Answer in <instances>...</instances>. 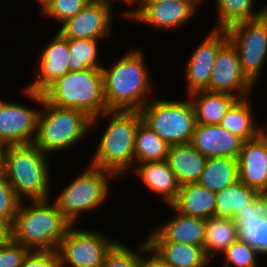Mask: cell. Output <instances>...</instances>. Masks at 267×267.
Instances as JSON below:
<instances>
[{
	"mask_svg": "<svg viewBox=\"0 0 267 267\" xmlns=\"http://www.w3.org/2000/svg\"><path fill=\"white\" fill-rule=\"evenodd\" d=\"M207 158L191 143L169 146L166 162L180 185L199 181Z\"/></svg>",
	"mask_w": 267,
	"mask_h": 267,
	"instance_id": "obj_22",
	"label": "cell"
},
{
	"mask_svg": "<svg viewBox=\"0 0 267 267\" xmlns=\"http://www.w3.org/2000/svg\"><path fill=\"white\" fill-rule=\"evenodd\" d=\"M38 55V68L33 82L26 86L28 90L43 92L57 78L70 72L68 64L69 39L65 38L59 31L41 49Z\"/></svg>",
	"mask_w": 267,
	"mask_h": 267,
	"instance_id": "obj_16",
	"label": "cell"
},
{
	"mask_svg": "<svg viewBox=\"0 0 267 267\" xmlns=\"http://www.w3.org/2000/svg\"><path fill=\"white\" fill-rule=\"evenodd\" d=\"M256 0H215L217 22L214 29H226L241 22L256 19L267 13V5L254 11Z\"/></svg>",
	"mask_w": 267,
	"mask_h": 267,
	"instance_id": "obj_29",
	"label": "cell"
},
{
	"mask_svg": "<svg viewBox=\"0 0 267 267\" xmlns=\"http://www.w3.org/2000/svg\"><path fill=\"white\" fill-rule=\"evenodd\" d=\"M238 240L247 242L260 255H267V213L261 218L235 222Z\"/></svg>",
	"mask_w": 267,
	"mask_h": 267,
	"instance_id": "obj_32",
	"label": "cell"
},
{
	"mask_svg": "<svg viewBox=\"0 0 267 267\" xmlns=\"http://www.w3.org/2000/svg\"><path fill=\"white\" fill-rule=\"evenodd\" d=\"M118 242L98 230L76 229L71 225L56 250L60 267H102Z\"/></svg>",
	"mask_w": 267,
	"mask_h": 267,
	"instance_id": "obj_10",
	"label": "cell"
},
{
	"mask_svg": "<svg viewBox=\"0 0 267 267\" xmlns=\"http://www.w3.org/2000/svg\"><path fill=\"white\" fill-rule=\"evenodd\" d=\"M238 172V160L235 158H207L198 183L217 193L236 183Z\"/></svg>",
	"mask_w": 267,
	"mask_h": 267,
	"instance_id": "obj_26",
	"label": "cell"
},
{
	"mask_svg": "<svg viewBox=\"0 0 267 267\" xmlns=\"http://www.w3.org/2000/svg\"><path fill=\"white\" fill-rule=\"evenodd\" d=\"M21 267H60L57 251H29Z\"/></svg>",
	"mask_w": 267,
	"mask_h": 267,
	"instance_id": "obj_38",
	"label": "cell"
},
{
	"mask_svg": "<svg viewBox=\"0 0 267 267\" xmlns=\"http://www.w3.org/2000/svg\"><path fill=\"white\" fill-rule=\"evenodd\" d=\"M188 97L194 107L196 123L203 125L220 124L223 116L239 99L229 93L208 90L193 92Z\"/></svg>",
	"mask_w": 267,
	"mask_h": 267,
	"instance_id": "obj_24",
	"label": "cell"
},
{
	"mask_svg": "<svg viewBox=\"0 0 267 267\" xmlns=\"http://www.w3.org/2000/svg\"><path fill=\"white\" fill-rule=\"evenodd\" d=\"M254 85L242 73L236 48L228 40L219 50L209 83V91L232 94L239 99L251 96Z\"/></svg>",
	"mask_w": 267,
	"mask_h": 267,
	"instance_id": "obj_13",
	"label": "cell"
},
{
	"mask_svg": "<svg viewBox=\"0 0 267 267\" xmlns=\"http://www.w3.org/2000/svg\"><path fill=\"white\" fill-rule=\"evenodd\" d=\"M190 143L206 158L229 157L237 159L243 140L222 128L220 124H196Z\"/></svg>",
	"mask_w": 267,
	"mask_h": 267,
	"instance_id": "obj_19",
	"label": "cell"
},
{
	"mask_svg": "<svg viewBox=\"0 0 267 267\" xmlns=\"http://www.w3.org/2000/svg\"><path fill=\"white\" fill-rule=\"evenodd\" d=\"M7 149V144H5L1 139H0V169L3 165L4 162V157H5V152Z\"/></svg>",
	"mask_w": 267,
	"mask_h": 267,
	"instance_id": "obj_42",
	"label": "cell"
},
{
	"mask_svg": "<svg viewBox=\"0 0 267 267\" xmlns=\"http://www.w3.org/2000/svg\"><path fill=\"white\" fill-rule=\"evenodd\" d=\"M236 48L242 73L255 86L267 60V13L225 29Z\"/></svg>",
	"mask_w": 267,
	"mask_h": 267,
	"instance_id": "obj_9",
	"label": "cell"
},
{
	"mask_svg": "<svg viewBox=\"0 0 267 267\" xmlns=\"http://www.w3.org/2000/svg\"><path fill=\"white\" fill-rule=\"evenodd\" d=\"M263 196H264V199H265V201H266V213H267V192L264 193Z\"/></svg>",
	"mask_w": 267,
	"mask_h": 267,
	"instance_id": "obj_47",
	"label": "cell"
},
{
	"mask_svg": "<svg viewBox=\"0 0 267 267\" xmlns=\"http://www.w3.org/2000/svg\"><path fill=\"white\" fill-rule=\"evenodd\" d=\"M118 1H122V3L127 4L126 6H128L129 8L133 6V4L137 1V0H118Z\"/></svg>",
	"mask_w": 267,
	"mask_h": 267,
	"instance_id": "obj_44",
	"label": "cell"
},
{
	"mask_svg": "<svg viewBox=\"0 0 267 267\" xmlns=\"http://www.w3.org/2000/svg\"><path fill=\"white\" fill-rule=\"evenodd\" d=\"M90 2L88 0H43L40 12L48 18L55 19L61 25L78 14Z\"/></svg>",
	"mask_w": 267,
	"mask_h": 267,
	"instance_id": "obj_35",
	"label": "cell"
},
{
	"mask_svg": "<svg viewBox=\"0 0 267 267\" xmlns=\"http://www.w3.org/2000/svg\"><path fill=\"white\" fill-rule=\"evenodd\" d=\"M99 40L69 39L68 64L70 71H80L86 68H102L99 62Z\"/></svg>",
	"mask_w": 267,
	"mask_h": 267,
	"instance_id": "obj_31",
	"label": "cell"
},
{
	"mask_svg": "<svg viewBox=\"0 0 267 267\" xmlns=\"http://www.w3.org/2000/svg\"><path fill=\"white\" fill-rule=\"evenodd\" d=\"M11 239V226L0 219V246Z\"/></svg>",
	"mask_w": 267,
	"mask_h": 267,
	"instance_id": "obj_41",
	"label": "cell"
},
{
	"mask_svg": "<svg viewBox=\"0 0 267 267\" xmlns=\"http://www.w3.org/2000/svg\"><path fill=\"white\" fill-rule=\"evenodd\" d=\"M112 178L118 177L113 172L89 164L60 191L53 202L64 218L71 225H76L79 216L84 212L95 210L105 203L111 193Z\"/></svg>",
	"mask_w": 267,
	"mask_h": 267,
	"instance_id": "obj_7",
	"label": "cell"
},
{
	"mask_svg": "<svg viewBox=\"0 0 267 267\" xmlns=\"http://www.w3.org/2000/svg\"><path fill=\"white\" fill-rule=\"evenodd\" d=\"M170 206L176 215L162 225L155 226L147 234V242H174L195 245L203 248L206 219L187 216L177 213V210Z\"/></svg>",
	"mask_w": 267,
	"mask_h": 267,
	"instance_id": "obj_18",
	"label": "cell"
},
{
	"mask_svg": "<svg viewBox=\"0 0 267 267\" xmlns=\"http://www.w3.org/2000/svg\"><path fill=\"white\" fill-rule=\"evenodd\" d=\"M90 3L91 2H105V3H112L116 0H88Z\"/></svg>",
	"mask_w": 267,
	"mask_h": 267,
	"instance_id": "obj_45",
	"label": "cell"
},
{
	"mask_svg": "<svg viewBox=\"0 0 267 267\" xmlns=\"http://www.w3.org/2000/svg\"><path fill=\"white\" fill-rule=\"evenodd\" d=\"M49 156L34 143L7 146L0 170L21 201L51 198Z\"/></svg>",
	"mask_w": 267,
	"mask_h": 267,
	"instance_id": "obj_5",
	"label": "cell"
},
{
	"mask_svg": "<svg viewBox=\"0 0 267 267\" xmlns=\"http://www.w3.org/2000/svg\"><path fill=\"white\" fill-rule=\"evenodd\" d=\"M266 213V201L263 194H260L244 210H241L233 219L234 222H243L250 218H261Z\"/></svg>",
	"mask_w": 267,
	"mask_h": 267,
	"instance_id": "obj_39",
	"label": "cell"
},
{
	"mask_svg": "<svg viewBox=\"0 0 267 267\" xmlns=\"http://www.w3.org/2000/svg\"><path fill=\"white\" fill-rule=\"evenodd\" d=\"M144 58L143 50L132 48L101 68L108 110L140 111L152 99L153 83Z\"/></svg>",
	"mask_w": 267,
	"mask_h": 267,
	"instance_id": "obj_1",
	"label": "cell"
},
{
	"mask_svg": "<svg viewBox=\"0 0 267 267\" xmlns=\"http://www.w3.org/2000/svg\"><path fill=\"white\" fill-rule=\"evenodd\" d=\"M132 171L147 189L160 195L167 206L176 200L181 185L166 160L136 164Z\"/></svg>",
	"mask_w": 267,
	"mask_h": 267,
	"instance_id": "obj_20",
	"label": "cell"
},
{
	"mask_svg": "<svg viewBox=\"0 0 267 267\" xmlns=\"http://www.w3.org/2000/svg\"><path fill=\"white\" fill-rule=\"evenodd\" d=\"M30 250L10 239L0 246V267H21Z\"/></svg>",
	"mask_w": 267,
	"mask_h": 267,
	"instance_id": "obj_37",
	"label": "cell"
},
{
	"mask_svg": "<svg viewBox=\"0 0 267 267\" xmlns=\"http://www.w3.org/2000/svg\"><path fill=\"white\" fill-rule=\"evenodd\" d=\"M24 95L41 106L38 131L34 144L49 155L60 150H69L85 138L91 129V118L85 113L70 108H61L48 103L41 92L23 88Z\"/></svg>",
	"mask_w": 267,
	"mask_h": 267,
	"instance_id": "obj_4",
	"label": "cell"
},
{
	"mask_svg": "<svg viewBox=\"0 0 267 267\" xmlns=\"http://www.w3.org/2000/svg\"><path fill=\"white\" fill-rule=\"evenodd\" d=\"M186 97L183 100L152 97L140 110L142 121L170 146L190 143L197 124L192 102Z\"/></svg>",
	"mask_w": 267,
	"mask_h": 267,
	"instance_id": "obj_8",
	"label": "cell"
},
{
	"mask_svg": "<svg viewBox=\"0 0 267 267\" xmlns=\"http://www.w3.org/2000/svg\"><path fill=\"white\" fill-rule=\"evenodd\" d=\"M238 239L234 219L211 217L206 219L203 249L207 257L213 262Z\"/></svg>",
	"mask_w": 267,
	"mask_h": 267,
	"instance_id": "obj_27",
	"label": "cell"
},
{
	"mask_svg": "<svg viewBox=\"0 0 267 267\" xmlns=\"http://www.w3.org/2000/svg\"><path fill=\"white\" fill-rule=\"evenodd\" d=\"M42 94L48 103L79 110L91 119L109 111L104 98L101 68L70 71L57 78Z\"/></svg>",
	"mask_w": 267,
	"mask_h": 267,
	"instance_id": "obj_6",
	"label": "cell"
},
{
	"mask_svg": "<svg viewBox=\"0 0 267 267\" xmlns=\"http://www.w3.org/2000/svg\"><path fill=\"white\" fill-rule=\"evenodd\" d=\"M185 65L186 95L197 91H209L212 68L221 47L228 41L225 29L210 30Z\"/></svg>",
	"mask_w": 267,
	"mask_h": 267,
	"instance_id": "obj_12",
	"label": "cell"
},
{
	"mask_svg": "<svg viewBox=\"0 0 267 267\" xmlns=\"http://www.w3.org/2000/svg\"><path fill=\"white\" fill-rule=\"evenodd\" d=\"M169 146L153 129L141 121L135 136V165L145 162L165 161Z\"/></svg>",
	"mask_w": 267,
	"mask_h": 267,
	"instance_id": "obj_30",
	"label": "cell"
},
{
	"mask_svg": "<svg viewBox=\"0 0 267 267\" xmlns=\"http://www.w3.org/2000/svg\"><path fill=\"white\" fill-rule=\"evenodd\" d=\"M21 202L0 170V219L12 226L16 220Z\"/></svg>",
	"mask_w": 267,
	"mask_h": 267,
	"instance_id": "obj_36",
	"label": "cell"
},
{
	"mask_svg": "<svg viewBox=\"0 0 267 267\" xmlns=\"http://www.w3.org/2000/svg\"><path fill=\"white\" fill-rule=\"evenodd\" d=\"M260 194L239 180L231 186L216 193V210L214 217L233 219Z\"/></svg>",
	"mask_w": 267,
	"mask_h": 267,
	"instance_id": "obj_28",
	"label": "cell"
},
{
	"mask_svg": "<svg viewBox=\"0 0 267 267\" xmlns=\"http://www.w3.org/2000/svg\"><path fill=\"white\" fill-rule=\"evenodd\" d=\"M113 3L91 2L58 30L67 39L102 40L112 33Z\"/></svg>",
	"mask_w": 267,
	"mask_h": 267,
	"instance_id": "obj_14",
	"label": "cell"
},
{
	"mask_svg": "<svg viewBox=\"0 0 267 267\" xmlns=\"http://www.w3.org/2000/svg\"><path fill=\"white\" fill-rule=\"evenodd\" d=\"M250 98L238 99L227 113L223 116L220 126L230 133L238 136L243 141H248L258 137L266 125L259 127L255 120V113L250 104ZM264 126V127H263Z\"/></svg>",
	"mask_w": 267,
	"mask_h": 267,
	"instance_id": "obj_25",
	"label": "cell"
},
{
	"mask_svg": "<svg viewBox=\"0 0 267 267\" xmlns=\"http://www.w3.org/2000/svg\"><path fill=\"white\" fill-rule=\"evenodd\" d=\"M38 4H41L43 2V0H37Z\"/></svg>",
	"mask_w": 267,
	"mask_h": 267,
	"instance_id": "obj_48",
	"label": "cell"
},
{
	"mask_svg": "<svg viewBox=\"0 0 267 267\" xmlns=\"http://www.w3.org/2000/svg\"><path fill=\"white\" fill-rule=\"evenodd\" d=\"M259 253L247 242L234 241L221 255L223 267H258Z\"/></svg>",
	"mask_w": 267,
	"mask_h": 267,
	"instance_id": "obj_34",
	"label": "cell"
},
{
	"mask_svg": "<svg viewBox=\"0 0 267 267\" xmlns=\"http://www.w3.org/2000/svg\"><path fill=\"white\" fill-rule=\"evenodd\" d=\"M172 2L175 0H137L134 4H158L164 2Z\"/></svg>",
	"mask_w": 267,
	"mask_h": 267,
	"instance_id": "obj_43",
	"label": "cell"
},
{
	"mask_svg": "<svg viewBox=\"0 0 267 267\" xmlns=\"http://www.w3.org/2000/svg\"><path fill=\"white\" fill-rule=\"evenodd\" d=\"M24 202L11 226V239L30 251H56L71 224L50 199Z\"/></svg>",
	"mask_w": 267,
	"mask_h": 267,
	"instance_id": "obj_3",
	"label": "cell"
},
{
	"mask_svg": "<svg viewBox=\"0 0 267 267\" xmlns=\"http://www.w3.org/2000/svg\"><path fill=\"white\" fill-rule=\"evenodd\" d=\"M197 5H201V4H203L202 2L204 1V0H193Z\"/></svg>",
	"mask_w": 267,
	"mask_h": 267,
	"instance_id": "obj_46",
	"label": "cell"
},
{
	"mask_svg": "<svg viewBox=\"0 0 267 267\" xmlns=\"http://www.w3.org/2000/svg\"><path fill=\"white\" fill-rule=\"evenodd\" d=\"M125 245L119 241L107 254L102 267H141L143 255L149 254L146 239L144 238L137 249Z\"/></svg>",
	"mask_w": 267,
	"mask_h": 267,
	"instance_id": "obj_33",
	"label": "cell"
},
{
	"mask_svg": "<svg viewBox=\"0 0 267 267\" xmlns=\"http://www.w3.org/2000/svg\"><path fill=\"white\" fill-rule=\"evenodd\" d=\"M40 111L41 107L0 100V139L7 146L34 143Z\"/></svg>",
	"mask_w": 267,
	"mask_h": 267,
	"instance_id": "obj_15",
	"label": "cell"
},
{
	"mask_svg": "<svg viewBox=\"0 0 267 267\" xmlns=\"http://www.w3.org/2000/svg\"><path fill=\"white\" fill-rule=\"evenodd\" d=\"M103 117H107V127L89 164L113 172L117 177H125L135 167V136L142 121L141 113L109 110L91 119V128L98 126L99 119Z\"/></svg>",
	"mask_w": 267,
	"mask_h": 267,
	"instance_id": "obj_2",
	"label": "cell"
},
{
	"mask_svg": "<svg viewBox=\"0 0 267 267\" xmlns=\"http://www.w3.org/2000/svg\"><path fill=\"white\" fill-rule=\"evenodd\" d=\"M149 251L168 267H208L202 247L174 242H147Z\"/></svg>",
	"mask_w": 267,
	"mask_h": 267,
	"instance_id": "obj_21",
	"label": "cell"
},
{
	"mask_svg": "<svg viewBox=\"0 0 267 267\" xmlns=\"http://www.w3.org/2000/svg\"><path fill=\"white\" fill-rule=\"evenodd\" d=\"M238 160L239 181L259 194L267 192V129L243 141Z\"/></svg>",
	"mask_w": 267,
	"mask_h": 267,
	"instance_id": "obj_17",
	"label": "cell"
},
{
	"mask_svg": "<svg viewBox=\"0 0 267 267\" xmlns=\"http://www.w3.org/2000/svg\"><path fill=\"white\" fill-rule=\"evenodd\" d=\"M216 192L196 183L180 186L176 200L171 204L177 212L193 217L209 219L216 210Z\"/></svg>",
	"mask_w": 267,
	"mask_h": 267,
	"instance_id": "obj_23",
	"label": "cell"
},
{
	"mask_svg": "<svg viewBox=\"0 0 267 267\" xmlns=\"http://www.w3.org/2000/svg\"><path fill=\"white\" fill-rule=\"evenodd\" d=\"M149 253V255L147 253L144 255L141 267H168L156 258L150 251Z\"/></svg>",
	"mask_w": 267,
	"mask_h": 267,
	"instance_id": "obj_40",
	"label": "cell"
},
{
	"mask_svg": "<svg viewBox=\"0 0 267 267\" xmlns=\"http://www.w3.org/2000/svg\"><path fill=\"white\" fill-rule=\"evenodd\" d=\"M133 9L120 12L129 21H139L154 29L177 30L194 18L199 5L193 0H175L158 4H133ZM131 19V20H130ZM171 29V30H170Z\"/></svg>",
	"mask_w": 267,
	"mask_h": 267,
	"instance_id": "obj_11",
	"label": "cell"
}]
</instances>
